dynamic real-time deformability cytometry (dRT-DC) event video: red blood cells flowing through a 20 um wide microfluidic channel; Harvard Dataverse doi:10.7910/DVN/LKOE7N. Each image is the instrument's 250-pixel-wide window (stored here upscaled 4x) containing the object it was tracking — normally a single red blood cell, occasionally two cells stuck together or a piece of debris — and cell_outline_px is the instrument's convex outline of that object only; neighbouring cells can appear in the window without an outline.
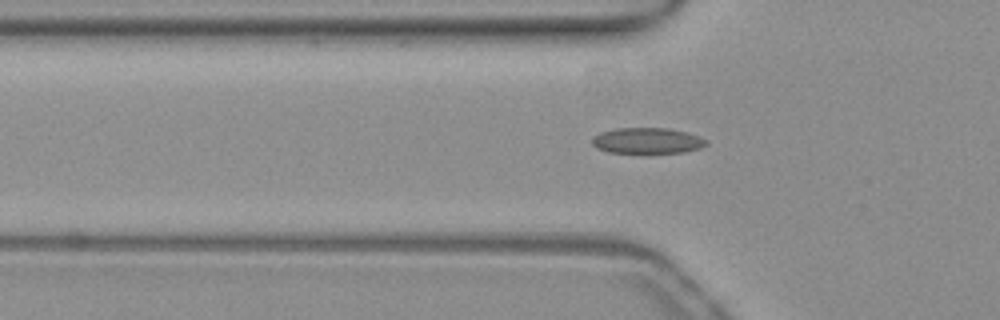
{"species": "common noctule bat (a hibernating species)", "species_latin": "Nyctalus noctula", "temperature_condition": "warm", "stored_images_in_passage": 40, "camera_frame_rate_fps": 3000, "um_per_image_px": 0.085, "animal": {"sex": "female", "body_mass_g": 19.3, "forearm_length_mm": 54.1}, "frame": {"image": 1, "passage_image": 10, "time_ms": 3.0, "image_size_px": [1000, 320], "cell_outline_px": [[708, 144], [700, 148], [684, 152], [648, 156], [608, 152], [596, 148], [592, 144], [592, 140], [600, 132], [616, 128], [668, 128], [688, 132], [708, 140]], "centroid_in_image_um": [55.04, 12.01], "position_along_channel_um": 70.8, "area_um2": 18.15}}
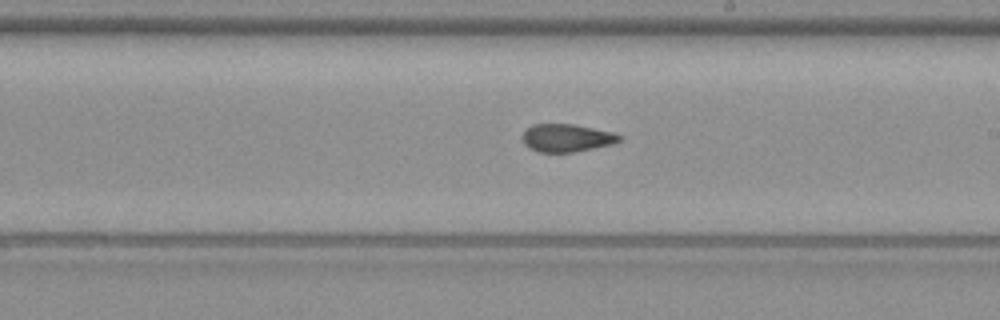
{"frame": {"image": 2, "passage_image": 23, "time_ms": 7.333, "image_size_px": [1000, 320], "cell_outline_px": [[624, 136], [620, 140], [612, 144], [572, 152], [540, 152], [528, 148], [524, 144], [524, 132], [532, 124], [572, 124], [616, 132]], "centroid_in_image_um": [48.21, 11.71], "position_along_channel_um": 240.8, "area_um2": 15.66}}
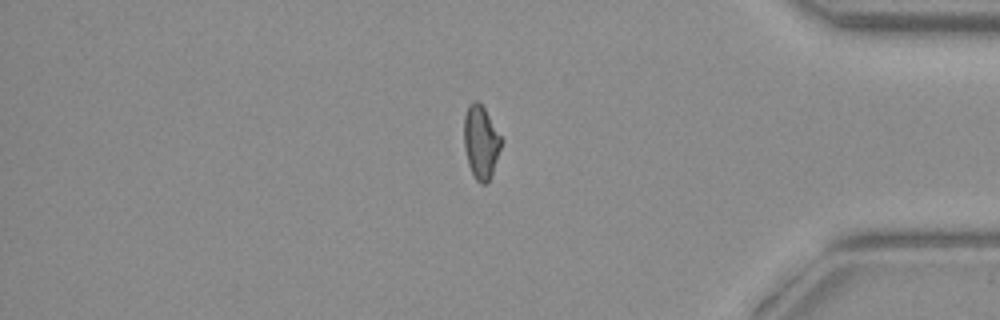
{"frame": {"image": 3, "passage_image": 37, "time_ms": 12.0, "image_size_px": [1000, 320], "cell_outline_px": [[504, 140], [488, 184], [480, 184], [476, 180], [468, 164], [464, 148], [464, 116], [468, 104], [472, 100], [476, 100], [484, 108]], "centroid_in_image_um": [40.88, 12.08], "position_along_channel_um": 394.3, "area_um2": 16.13}, "authors_computed_cell_mechanics": {"area_um2": 16.3574, "velocity_mm_per_s": 3.9075, "shape_relaxation_time_tau1_ms": 9.4324, "shape_relaxation_time_tau2_ms": 1.3346, "deformation_change_tau1": 0.2111, "deformation_change_tau2": 0.0716}}